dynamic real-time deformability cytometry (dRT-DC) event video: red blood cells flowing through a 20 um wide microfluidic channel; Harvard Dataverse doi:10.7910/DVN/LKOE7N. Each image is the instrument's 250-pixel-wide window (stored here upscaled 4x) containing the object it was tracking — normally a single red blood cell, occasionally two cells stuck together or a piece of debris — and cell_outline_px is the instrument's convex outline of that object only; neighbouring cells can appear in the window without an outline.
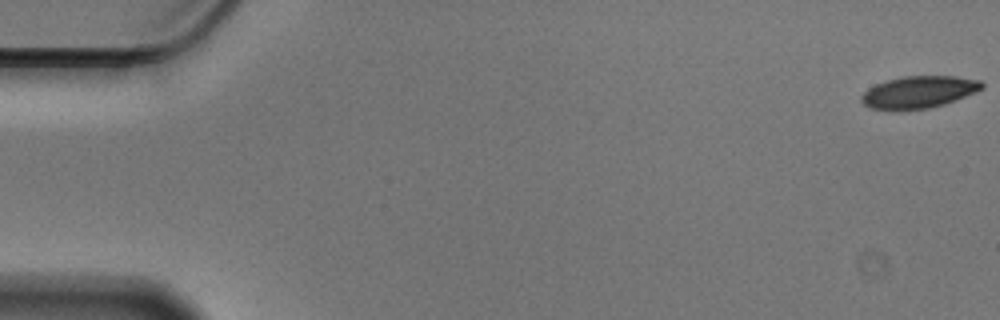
{"species": "Egyptian fruit bat (a non-hibernating species)", "species_latin": "Rousettus aegyptiacus", "temperature_condition": "cold", "stored_images_in_passage": 57, "camera_frame_rate_fps": 3000, "um_per_image_px": 0.085, "animal": {"sex": "male"}, "frame": {"image": 1, "passage_image": 1, "time_ms": 0.0, "image_size_px": [1000, 320], "cell_outline_px": [[984, 88], [976, 92], [944, 104], [928, 108], [892, 112], [868, 108], [860, 100], [860, 96], [868, 88], [876, 84], [888, 80], [904, 76], [956, 76], [980, 80], [984, 84]], "centroid_in_image_um": [78.05, 7.85], "position_along_channel_um": 6.9, "area_um2": 22.95}}
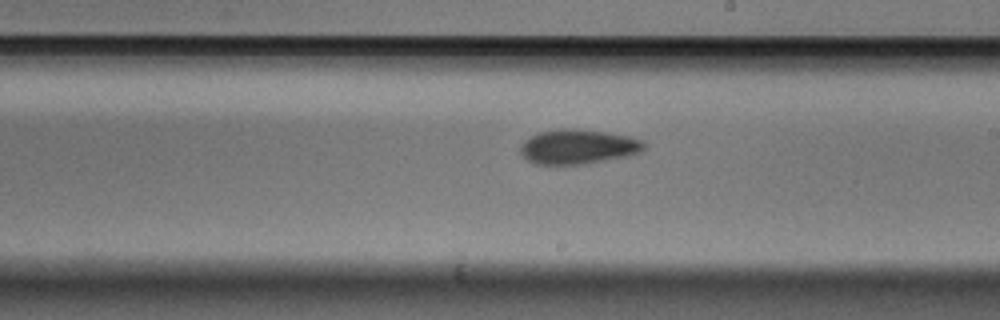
{"frame": {"image": 2, "passage_image": 33, "time_ms": 10.667, "image_size_px": [1000, 320], "cell_outline_px": [[644, 148], [640, 152], [628, 156], [588, 164], [536, 164], [528, 160], [520, 152], [520, 148], [524, 140], [540, 132], [560, 128], [568, 128], [604, 132], [628, 136], [644, 140]], "centroid_in_image_um": [49.15, 12.48], "position_along_channel_um": 239.9, "area_um2": 24.85}}
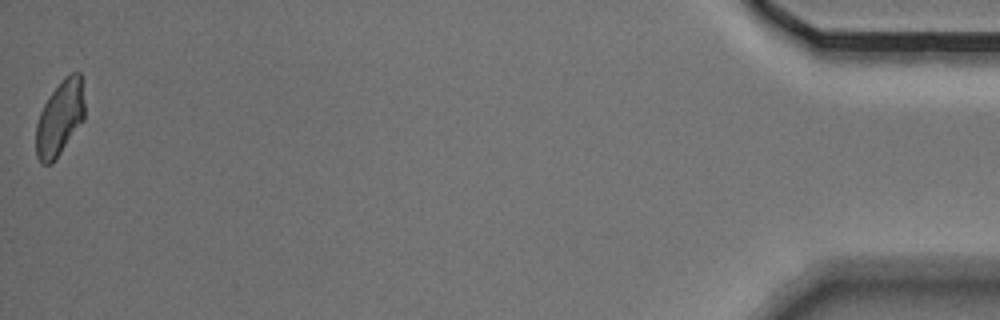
{"frame": {"image": 3, "passage_image": 57, "time_ms": 18.667, "image_size_px": [1000, 320], "cell_outline_px": [[84, 120], [52, 164], [40, 164], [36, 156], [36, 124], [40, 112], [44, 104], [60, 80], [64, 76], [72, 72], [80, 72], [84, 104]], "centroid_in_image_um": [5.07, 10.05], "position_along_channel_um": 430.1, "area_um2": 21.27}, "authors_computed_cell_mechanics": {"area_um2": 23.5824, "velocity_mm_per_s": 3.5421, "shape_relaxation_time_tau1_ms": 3.5256, "shape_relaxation_time_tau2_ms": 5.6794, "deformation_change_tau1": 0.1099, "deformation_change_tau2": 0.1071}}